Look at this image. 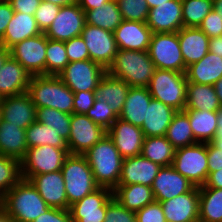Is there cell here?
<instances>
[{
    "label": "cell",
    "mask_w": 222,
    "mask_h": 222,
    "mask_svg": "<svg viewBox=\"0 0 222 222\" xmlns=\"http://www.w3.org/2000/svg\"><path fill=\"white\" fill-rule=\"evenodd\" d=\"M89 166L96 184L114 190L121 176L124 158L120 155L112 139L108 134L83 154Z\"/></svg>",
    "instance_id": "1"
},
{
    "label": "cell",
    "mask_w": 222,
    "mask_h": 222,
    "mask_svg": "<svg viewBox=\"0 0 222 222\" xmlns=\"http://www.w3.org/2000/svg\"><path fill=\"white\" fill-rule=\"evenodd\" d=\"M0 207L14 222H32L50 208L32 183L25 179L0 199Z\"/></svg>",
    "instance_id": "2"
},
{
    "label": "cell",
    "mask_w": 222,
    "mask_h": 222,
    "mask_svg": "<svg viewBox=\"0 0 222 222\" xmlns=\"http://www.w3.org/2000/svg\"><path fill=\"white\" fill-rule=\"evenodd\" d=\"M27 93L36 108H54L72 114L74 93L64 82L54 75H33Z\"/></svg>",
    "instance_id": "3"
},
{
    "label": "cell",
    "mask_w": 222,
    "mask_h": 222,
    "mask_svg": "<svg viewBox=\"0 0 222 222\" xmlns=\"http://www.w3.org/2000/svg\"><path fill=\"white\" fill-rule=\"evenodd\" d=\"M155 70L148 51L118 50L107 73L130 87H148Z\"/></svg>",
    "instance_id": "4"
},
{
    "label": "cell",
    "mask_w": 222,
    "mask_h": 222,
    "mask_svg": "<svg viewBox=\"0 0 222 222\" xmlns=\"http://www.w3.org/2000/svg\"><path fill=\"white\" fill-rule=\"evenodd\" d=\"M61 172L65 183L68 210L70 205L99 188L84 155L69 154L64 161Z\"/></svg>",
    "instance_id": "5"
},
{
    "label": "cell",
    "mask_w": 222,
    "mask_h": 222,
    "mask_svg": "<svg viewBox=\"0 0 222 222\" xmlns=\"http://www.w3.org/2000/svg\"><path fill=\"white\" fill-rule=\"evenodd\" d=\"M187 82L185 73L156 69L147 88L153 99L183 111L186 106Z\"/></svg>",
    "instance_id": "6"
},
{
    "label": "cell",
    "mask_w": 222,
    "mask_h": 222,
    "mask_svg": "<svg viewBox=\"0 0 222 222\" xmlns=\"http://www.w3.org/2000/svg\"><path fill=\"white\" fill-rule=\"evenodd\" d=\"M68 155V148L47 144L28 148L25 157L20 161L21 177L29 180L34 175L61 171Z\"/></svg>",
    "instance_id": "7"
},
{
    "label": "cell",
    "mask_w": 222,
    "mask_h": 222,
    "mask_svg": "<svg viewBox=\"0 0 222 222\" xmlns=\"http://www.w3.org/2000/svg\"><path fill=\"white\" fill-rule=\"evenodd\" d=\"M172 166L195 187L208 179L207 143H196L175 150Z\"/></svg>",
    "instance_id": "8"
},
{
    "label": "cell",
    "mask_w": 222,
    "mask_h": 222,
    "mask_svg": "<svg viewBox=\"0 0 222 222\" xmlns=\"http://www.w3.org/2000/svg\"><path fill=\"white\" fill-rule=\"evenodd\" d=\"M148 52L156 69L186 73L177 32L153 33Z\"/></svg>",
    "instance_id": "9"
},
{
    "label": "cell",
    "mask_w": 222,
    "mask_h": 222,
    "mask_svg": "<svg viewBox=\"0 0 222 222\" xmlns=\"http://www.w3.org/2000/svg\"><path fill=\"white\" fill-rule=\"evenodd\" d=\"M106 72L107 70L101 65L87 59L84 61L69 62L58 77L73 93L95 91L99 81Z\"/></svg>",
    "instance_id": "10"
},
{
    "label": "cell",
    "mask_w": 222,
    "mask_h": 222,
    "mask_svg": "<svg viewBox=\"0 0 222 222\" xmlns=\"http://www.w3.org/2000/svg\"><path fill=\"white\" fill-rule=\"evenodd\" d=\"M80 36L88 48L89 59L107 70L119 50L113 32L85 24Z\"/></svg>",
    "instance_id": "11"
},
{
    "label": "cell",
    "mask_w": 222,
    "mask_h": 222,
    "mask_svg": "<svg viewBox=\"0 0 222 222\" xmlns=\"http://www.w3.org/2000/svg\"><path fill=\"white\" fill-rule=\"evenodd\" d=\"M107 134L85 114H71L70 135L67 141L69 154L83 155Z\"/></svg>",
    "instance_id": "12"
},
{
    "label": "cell",
    "mask_w": 222,
    "mask_h": 222,
    "mask_svg": "<svg viewBox=\"0 0 222 222\" xmlns=\"http://www.w3.org/2000/svg\"><path fill=\"white\" fill-rule=\"evenodd\" d=\"M47 37L41 34L27 38L10 48V55L33 75H46Z\"/></svg>",
    "instance_id": "13"
},
{
    "label": "cell",
    "mask_w": 222,
    "mask_h": 222,
    "mask_svg": "<svg viewBox=\"0 0 222 222\" xmlns=\"http://www.w3.org/2000/svg\"><path fill=\"white\" fill-rule=\"evenodd\" d=\"M113 198V190L99 187L70 205L69 212L72 222H104L107 205Z\"/></svg>",
    "instance_id": "14"
},
{
    "label": "cell",
    "mask_w": 222,
    "mask_h": 222,
    "mask_svg": "<svg viewBox=\"0 0 222 222\" xmlns=\"http://www.w3.org/2000/svg\"><path fill=\"white\" fill-rule=\"evenodd\" d=\"M85 24V12L76 2L61 6L56 18L44 34L48 39L67 41L80 36Z\"/></svg>",
    "instance_id": "15"
},
{
    "label": "cell",
    "mask_w": 222,
    "mask_h": 222,
    "mask_svg": "<svg viewBox=\"0 0 222 222\" xmlns=\"http://www.w3.org/2000/svg\"><path fill=\"white\" fill-rule=\"evenodd\" d=\"M107 134L124 159L141 154L145 136L140 127L118 118Z\"/></svg>",
    "instance_id": "16"
},
{
    "label": "cell",
    "mask_w": 222,
    "mask_h": 222,
    "mask_svg": "<svg viewBox=\"0 0 222 222\" xmlns=\"http://www.w3.org/2000/svg\"><path fill=\"white\" fill-rule=\"evenodd\" d=\"M160 204L166 222H199V187Z\"/></svg>",
    "instance_id": "17"
},
{
    "label": "cell",
    "mask_w": 222,
    "mask_h": 222,
    "mask_svg": "<svg viewBox=\"0 0 222 222\" xmlns=\"http://www.w3.org/2000/svg\"><path fill=\"white\" fill-rule=\"evenodd\" d=\"M146 25L153 33H175L183 27L181 0H169L149 10Z\"/></svg>",
    "instance_id": "18"
},
{
    "label": "cell",
    "mask_w": 222,
    "mask_h": 222,
    "mask_svg": "<svg viewBox=\"0 0 222 222\" xmlns=\"http://www.w3.org/2000/svg\"><path fill=\"white\" fill-rule=\"evenodd\" d=\"M2 120L26 129L36 121V106L30 95L25 92L19 95L0 99Z\"/></svg>",
    "instance_id": "19"
},
{
    "label": "cell",
    "mask_w": 222,
    "mask_h": 222,
    "mask_svg": "<svg viewBox=\"0 0 222 222\" xmlns=\"http://www.w3.org/2000/svg\"><path fill=\"white\" fill-rule=\"evenodd\" d=\"M194 185L172 165L162 166L155 177L151 189L155 201H166L176 196L189 192Z\"/></svg>",
    "instance_id": "20"
},
{
    "label": "cell",
    "mask_w": 222,
    "mask_h": 222,
    "mask_svg": "<svg viewBox=\"0 0 222 222\" xmlns=\"http://www.w3.org/2000/svg\"><path fill=\"white\" fill-rule=\"evenodd\" d=\"M29 181L49 207L68 209L65 183L61 171L34 175Z\"/></svg>",
    "instance_id": "21"
},
{
    "label": "cell",
    "mask_w": 222,
    "mask_h": 222,
    "mask_svg": "<svg viewBox=\"0 0 222 222\" xmlns=\"http://www.w3.org/2000/svg\"><path fill=\"white\" fill-rule=\"evenodd\" d=\"M113 34L119 50L148 51L153 32L146 23L123 20Z\"/></svg>",
    "instance_id": "22"
},
{
    "label": "cell",
    "mask_w": 222,
    "mask_h": 222,
    "mask_svg": "<svg viewBox=\"0 0 222 222\" xmlns=\"http://www.w3.org/2000/svg\"><path fill=\"white\" fill-rule=\"evenodd\" d=\"M161 167L141 154L126 158L123 160L118 185L143 184L151 187Z\"/></svg>",
    "instance_id": "23"
},
{
    "label": "cell",
    "mask_w": 222,
    "mask_h": 222,
    "mask_svg": "<svg viewBox=\"0 0 222 222\" xmlns=\"http://www.w3.org/2000/svg\"><path fill=\"white\" fill-rule=\"evenodd\" d=\"M31 75L11 55L0 70V99L27 92Z\"/></svg>",
    "instance_id": "24"
},
{
    "label": "cell",
    "mask_w": 222,
    "mask_h": 222,
    "mask_svg": "<svg viewBox=\"0 0 222 222\" xmlns=\"http://www.w3.org/2000/svg\"><path fill=\"white\" fill-rule=\"evenodd\" d=\"M177 34L186 68L209 52L210 38L201 29L182 27Z\"/></svg>",
    "instance_id": "25"
},
{
    "label": "cell",
    "mask_w": 222,
    "mask_h": 222,
    "mask_svg": "<svg viewBox=\"0 0 222 222\" xmlns=\"http://www.w3.org/2000/svg\"><path fill=\"white\" fill-rule=\"evenodd\" d=\"M152 99L147 87H130L118 118L141 127L146 120L147 107Z\"/></svg>",
    "instance_id": "26"
},
{
    "label": "cell",
    "mask_w": 222,
    "mask_h": 222,
    "mask_svg": "<svg viewBox=\"0 0 222 222\" xmlns=\"http://www.w3.org/2000/svg\"><path fill=\"white\" fill-rule=\"evenodd\" d=\"M177 110L152 99L147 107L146 120L140 127L145 137L165 136Z\"/></svg>",
    "instance_id": "27"
},
{
    "label": "cell",
    "mask_w": 222,
    "mask_h": 222,
    "mask_svg": "<svg viewBox=\"0 0 222 222\" xmlns=\"http://www.w3.org/2000/svg\"><path fill=\"white\" fill-rule=\"evenodd\" d=\"M34 15L14 12L0 45L10 49L23 40L41 34Z\"/></svg>",
    "instance_id": "28"
},
{
    "label": "cell",
    "mask_w": 222,
    "mask_h": 222,
    "mask_svg": "<svg viewBox=\"0 0 222 222\" xmlns=\"http://www.w3.org/2000/svg\"><path fill=\"white\" fill-rule=\"evenodd\" d=\"M188 82L214 85L222 77V57L208 52L200 61L187 67Z\"/></svg>",
    "instance_id": "29"
},
{
    "label": "cell",
    "mask_w": 222,
    "mask_h": 222,
    "mask_svg": "<svg viewBox=\"0 0 222 222\" xmlns=\"http://www.w3.org/2000/svg\"><path fill=\"white\" fill-rule=\"evenodd\" d=\"M129 88L130 86L125 81L106 72L95 89V95L99 100L112 105L113 112L119 117Z\"/></svg>",
    "instance_id": "30"
},
{
    "label": "cell",
    "mask_w": 222,
    "mask_h": 222,
    "mask_svg": "<svg viewBox=\"0 0 222 222\" xmlns=\"http://www.w3.org/2000/svg\"><path fill=\"white\" fill-rule=\"evenodd\" d=\"M28 150L25 129L0 121V154L21 161Z\"/></svg>",
    "instance_id": "31"
},
{
    "label": "cell",
    "mask_w": 222,
    "mask_h": 222,
    "mask_svg": "<svg viewBox=\"0 0 222 222\" xmlns=\"http://www.w3.org/2000/svg\"><path fill=\"white\" fill-rule=\"evenodd\" d=\"M113 195L123 207L135 213L155 201L151 187L143 184L117 185Z\"/></svg>",
    "instance_id": "32"
},
{
    "label": "cell",
    "mask_w": 222,
    "mask_h": 222,
    "mask_svg": "<svg viewBox=\"0 0 222 222\" xmlns=\"http://www.w3.org/2000/svg\"><path fill=\"white\" fill-rule=\"evenodd\" d=\"M189 117L194 138L199 143L211 142L218 132L217 111L183 110Z\"/></svg>",
    "instance_id": "33"
},
{
    "label": "cell",
    "mask_w": 222,
    "mask_h": 222,
    "mask_svg": "<svg viewBox=\"0 0 222 222\" xmlns=\"http://www.w3.org/2000/svg\"><path fill=\"white\" fill-rule=\"evenodd\" d=\"M221 108L212 85L187 82L185 109L218 111Z\"/></svg>",
    "instance_id": "34"
},
{
    "label": "cell",
    "mask_w": 222,
    "mask_h": 222,
    "mask_svg": "<svg viewBox=\"0 0 222 222\" xmlns=\"http://www.w3.org/2000/svg\"><path fill=\"white\" fill-rule=\"evenodd\" d=\"M175 150L166 136L145 137L141 155L160 166H170L173 163Z\"/></svg>",
    "instance_id": "35"
},
{
    "label": "cell",
    "mask_w": 222,
    "mask_h": 222,
    "mask_svg": "<svg viewBox=\"0 0 222 222\" xmlns=\"http://www.w3.org/2000/svg\"><path fill=\"white\" fill-rule=\"evenodd\" d=\"M86 24L97 26L104 30L114 32L123 21L116 0L104 3L101 8L85 12Z\"/></svg>",
    "instance_id": "36"
},
{
    "label": "cell",
    "mask_w": 222,
    "mask_h": 222,
    "mask_svg": "<svg viewBox=\"0 0 222 222\" xmlns=\"http://www.w3.org/2000/svg\"><path fill=\"white\" fill-rule=\"evenodd\" d=\"M199 222H222V189L199 188Z\"/></svg>",
    "instance_id": "37"
},
{
    "label": "cell",
    "mask_w": 222,
    "mask_h": 222,
    "mask_svg": "<svg viewBox=\"0 0 222 222\" xmlns=\"http://www.w3.org/2000/svg\"><path fill=\"white\" fill-rule=\"evenodd\" d=\"M165 136L175 149L198 143L194 138L189 117L184 111H177Z\"/></svg>",
    "instance_id": "38"
},
{
    "label": "cell",
    "mask_w": 222,
    "mask_h": 222,
    "mask_svg": "<svg viewBox=\"0 0 222 222\" xmlns=\"http://www.w3.org/2000/svg\"><path fill=\"white\" fill-rule=\"evenodd\" d=\"M27 147L51 145L57 148H68L67 141L45 124L35 121L26 129Z\"/></svg>",
    "instance_id": "39"
},
{
    "label": "cell",
    "mask_w": 222,
    "mask_h": 222,
    "mask_svg": "<svg viewBox=\"0 0 222 222\" xmlns=\"http://www.w3.org/2000/svg\"><path fill=\"white\" fill-rule=\"evenodd\" d=\"M70 120L71 114L54 108L43 107L36 109V121L51 127L66 141H68L70 135Z\"/></svg>",
    "instance_id": "40"
},
{
    "label": "cell",
    "mask_w": 222,
    "mask_h": 222,
    "mask_svg": "<svg viewBox=\"0 0 222 222\" xmlns=\"http://www.w3.org/2000/svg\"><path fill=\"white\" fill-rule=\"evenodd\" d=\"M183 27L198 28L213 10V0H181Z\"/></svg>",
    "instance_id": "41"
},
{
    "label": "cell",
    "mask_w": 222,
    "mask_h": 222,
    "mask_svg": "<svg viewBox=\"0 0 222 222\" xmlns=\"http://www.w3.org/2000/svg\"><path fill=\"white\" fill-rule=\"evenodd\" d=\"M69 64L64 41L47 38L46 75L58 76Z\"/></svg>",
    "instance_id": "42"
},
{
    "label": "cell",
    "mask_w": 222,
    "mask_h": 222,
    "mask_svg": "<svg viewBox=\"0 0 222 222\" xmlns=\"http://www.w3.org/2000/svg\"><path fill=\"white\" fill-rule=\"evenodd\" d=\"M21 179L20 161L0 154V199Z\"/></svg>",
    "instance_id": "43"
},
{
    "label": "cell",
    "mask_w": 222,
    "mask_h": 222,
    "mask_svg": "<svg viewBox=\"0 0 222 222\" xmlns=\"http://www.w3.org/2000/svg\"><path fill=\"white\" fill-rule=\"evenodd\" d=\"M123 20L146 23L149 7L146 0H116Z\"/></svg>",
    "instance_id": "44"
},
{
    "label": "cell",
    "mask_w": 222,
    "mask_h": 222,
    "mask_svg": "<svg viewBox=\"0 0 222 222\" xmlns=\"http://www.w3.org/2000/svg\"><path fill=\"white\" fill-rule=\"evenodd\" d=\"M86 115L105 130H108L118 119V116L113 112L112 105L98 98L95 99L93 106L88 110Z\"/></svg>",
    "instance_id": "45"
},
{
    "label": "cell",
    "mask_w": 222,
    "mask_h": 222,
    "mask_svg": "<svg viewBox=\"0 0 222 222\" xmlns=\"http://www.w3.org/2000/svg\"><path fill=\"white\" fill-rule=\"evenodd\" d=\"M60 8V6L55 5L51 2L41 1L39 7L34 13L36 23L41 32L44 33L49 28V26L56 18Z\"/></svg>",
    "instance_id": "46"
},
{
    "label": "cell",
    "mask_w": 222,
    "mask_h": 222,
    "mask_svg": "<svg viewBox=\"0 0 222 222\" xmlns=\"http://www.w3.org/2000/svg\"><path fill=\"white\" fill-rule=\"evenodd\" d=\"M104 222H137L136 213L129 211L113 198L107 205Z\"/></svg>",
    "instance_id": "47"
},
{
    "label": "cell",
    "mask_w": 222,
    "mask_h": 222,
    "mask_svg": "<svg viewBox=\"0 0 222 222\" xmlns=\"http://www.w3.org/2000/svg\"><path fill=\"white\" fill-rule=\"evenodd\" d=\"M69 62L84 61L89 59V52L81 36L64 41Z\"/></svg>",
    "instance_id": "48"
},
{
    "label": "cell",
    "mask_w": 222,
    "mask_h": 222,
    "mask_svg": "<svg viewBox=\"0 0 222 222\" xmlns=\"http://www.w3.org/2000/svg\"><path fill=\"white\" fill-rule=\"evenodd\" d=\"M137 222H166L162 205L154 201L136 212Z\"/></svg>",
    "instance_id": "49"
},
{
    "label": "cell",
    "mask_w": 222,
    "mask_h": 222,
    "mask_svg": "<svg viewBox=\"0 0 222 222\" xmlns=\"http://www.w3.org/2000/svg\"><path fill=\"white\" fill-rule=\"evenodd\" d=\"M201 29L210 39L222 36V17L217 14L215 10H212L201 22L198 27Z\"/></svg>",
    "instance_id": "50"
},
{
    "label": "cell",
    "mask_w": 222,
    "mask_h": 222,
    "mask_svg": "<svg viewBox=\"0 0 222 222\" xmlns=\"http://www.w3.org/2000/svg\"><path fill=\"white\" fill-rule=\"evenodd\" d=\"M96 99L95 91H79L74 93L73 113L85 114L93 106Z\"/></svg>",
    "instance_id": "51"
},
{
    "label": "cell",
    "mask_w": 222,
    "mask_h": 222,
    "mask_svg": "<svg viewBox=\"0 0 222 222\" xmlns=\"http://www.w3.org/2000/svg\"><path fill=\"white\" fill-rule=\"evenodd\" d=\"M32 222H72L68 209L49 208Z\"/></svg>",
    "instance_id": "52"
},
{
    "label": "cell",
    "mask_w": 222,
    "mask_h": 222,
    "mask_svg": "<svg viewBox=\"0 0 222 222\" xmlns=\"http://www.w3.org/2000/svg\"><path fill=\"white\" fill-rule=\"evenodd\" d=\"M208 175L211 172L222 170V148H216L207 142Z\"/></svg>",
    "instance_id": "53"
},
{
    "label": "cell",
    "mask_w": 222,
    "mask_h": 222,
    "mask_svg": "<svg viewBox=\"0 0 222 222\" xmlns=\"http://www.w3.org/2000/svg\"><path fill=\"white\" fill-rule=\"evenodd\" d=\"M14 12H21L23 14L34 15L39 7L41 0H7Z\"/></svg>",
    "instance_id": "54"
},
{
    "label": "cell",
    "mask_w": 222,
    "mask_h": 222,
    "mask_svg": "<svg viewBox=\"0 0 222 222\" xmlns=\"http://www.w3.org/2000/svg\"><path fill=\"white\" fill-rule=\"evenodd\" d=\"M13 14L11 4L7 0H0V40L3 38Z\"/></svg>",
    "instance_id": "55"
},
{
    "label": "cell",
    "mask_w": 222,
    "mask_h": 222,
    "mask_svg": "<svg viewBox=\"0 0 222 222\" xmlns=\"http://www.w3.org/2000/svg\"><path fill=\"white\" fill-rule=\"evenodd\" d=\"M199 188H216L222 189V170L211 172L204 186Z\"/></svg>",
    "instance_id": "56"
},
{
    "label": "cell",
    "mask_w": 222,
    "mask_h": 222,
    "mask_svg": "<svg viewBox=\"0 0 222 222\" xmlns=\"http://www.w3.org/2000/svg\"><path fill=\"white\" fill-rule=\"evenodd\" d=\"M110 0H77V3L80 5V8L86 12L96 8H101L104 3L109 2Z\"/></svg>",
    "instance_id": "57"
},
{
    "label": "cell",
    "mask_w": 222,
    "mask_h": 222,
    "mask_svg": "<svg viewBox=\"0 0 222 222\" xmlns=\"http://www.w3.org/2000/svg\"><path fill=\"white\" fill-rule=\"evenodd\" d=\"M217 136L211 141L216 148H222V108L217 111Z\"/></svg>",
    "instance_id": "58"
},
{
    "label": "cell",
    "mask_w": 222,
    "mask_h": 222,
    "mask_svg": "<svg viewBox=\"0 0 222 222\" xmlns=\"http://www.w3.org/2000/svg\"><path fill=\"white\" fill-rule=\"evenodd\" d=\"M209 51L222 57V36L210 39Z\"/></svg>",
    "instance_id": "59"
},
{
    "label": "cell",
    "mask_w": 222,
    "mask_h": 222,
    "mask_svg": "<svg viewBox=\"0 0 222 222\" xmlns=\"http://www.w3.org/2000/svg\"><path fill=\"white\" fill-rule=\"evenodd\" d=\"M9 56L10 49H7L4 46L0 45V70Z\"/></svg>",
    "instance_id": "60"
},
{
    "label": "cell",
    "mask_w": 222,
    "mask_h": 222,
    "mask_svg": "<svg viewBox=\"0 0 222 222\" xmlns=\"http://www.w3.org/2000/svg\"><path fill=\"white\" fill-rule=\"evenodd\" d=\"M220 105L222 106V77L213 85Z\"/></svg>",
    "instance_id": "61"
},
{
    "label": "cell",
    "mask_w": 222,
    "mask_h": 222,
    "mask_svg": "<svg viewBox=\"0 0 222 222\" xmlns=\"http://www.w3.org/2000/svg\"><path fill=\"white\" fill-rule=\"evenodd\" d=\"M43 2H51L55 5L58 6H66V5H71L77 2V0H41Z\"/></svg>",
    "instance_id": "62"
},
{
    "label": "cell",
    "mask_w": 222,
    "mask_h": 222,
    "mask_svg": "<svg viewBox=\"0 0 222 222\" xmlns=\"http://www.w3.org/2000/svg\"><path fill=\"white\" fill-rule=\"evenodd\" d=\"M213 10L222 17V0H213Z\"/></svg>",
    "instance_id": "63"
},
{
    "label": "cell",
    "mask_w": 222,
    "mask_h": 222,
    "mask_svg": "<svg viewBox=\"0 0 222 222\" xmlns=\"http://www.w3.org/2000/svg\"><path fill=\"white\" fill-rule=\"evenodd\" d=\"M0 222H14V220L0 207Z\"/></svg>",
    "instance_id": "64"
},
{
    "label": "cell",
    "mask_w": 222,
    "mask_h": 222,
    "mask_svg": "<svg viewBox=\"0 0 222 222\" xmlns=\"http://www.w3.org/2000/svg\"><path fill=\"white\" fill-rule=\"evenodd\" d=\"M146 1H147L149 9H152V8L158 6L159 4H163L169 0H146Z\"/></svg>",
    "instance_id": "65"
},
{
    "label": "cell",
    "mask_w": 222,
    "mask_h": 222,
    "mask_svg": "<svg viewBox=\"0 0 222 222\" xmlns=\"http://www.w3.org/2000/svg\"><path fill=\"white\" fill-rule=\"evenodd\" d=\"M2 117H1V105H0V121H1Z\"/></svg>",
    "instance_id": "66"
}]
</instances>
